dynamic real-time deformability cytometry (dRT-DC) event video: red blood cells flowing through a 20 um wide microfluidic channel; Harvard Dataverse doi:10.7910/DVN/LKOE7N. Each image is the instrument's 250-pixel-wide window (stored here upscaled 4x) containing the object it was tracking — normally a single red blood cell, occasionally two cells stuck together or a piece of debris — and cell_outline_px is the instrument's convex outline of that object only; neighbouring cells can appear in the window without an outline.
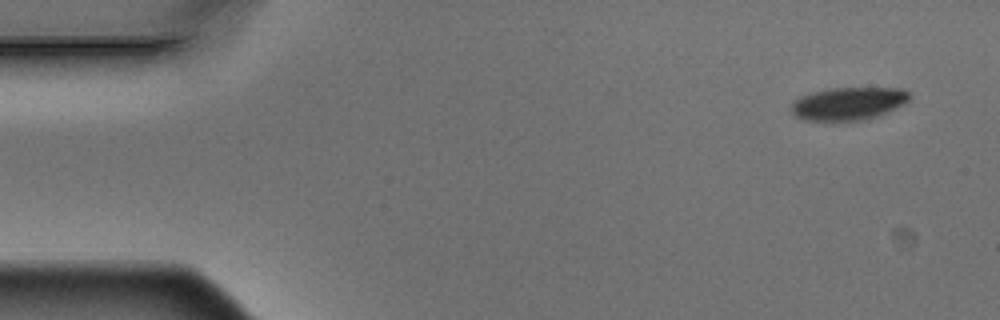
{"species": "Egyptian fruit bat (a non-hibernating species)", "species_latin": "Rousettus aegyptiacus", "temperature_condition": "warm", "stored_images_in_passage": 4, "camera_frame_rate_fps": 3000, "um_per_image_px": 0.085, "animal": {"sex": "male"}, "frame": {"image": 1, "passage_image": 1, "time_ms": 0.0, "image_size_px": [1000, 320], "cell_outline_px": [[912, 96], [904, 104], [876, 116], [860, 120], [804, 120], [788, 112], [792, 100], [800, 96], [812, 92], [828, 88], [900, 88], [908, 92]], "centroid_in_image_um": [72.04, 8.79], "position_along_channel_um": 13.0, "area_um2": 22.66}}
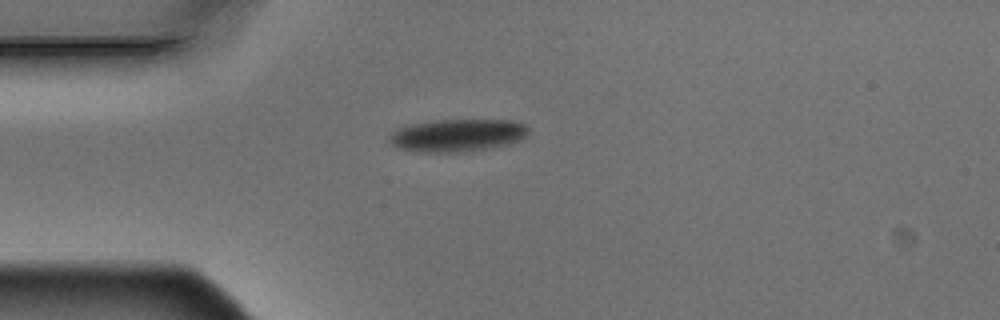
{"frame": {"image": 2, "passage_image": 4, "time_ms": 1.0, "image_size_px": [1000, 320], "cell_outline_px": [[528, 132], [520, 140], [508, 144], [492, 148], [472, 152], [416, 152], [400, 148], [392, 144], [388, 140], [388, 136], [396, 128], [408, 124], [432, 120], [512, 120], [524, 124], [528, 128]], "centroid_in_image_um": [38.85, 11.5], "position_along_channel_um": 46.2, "area_um2": 26.82}}